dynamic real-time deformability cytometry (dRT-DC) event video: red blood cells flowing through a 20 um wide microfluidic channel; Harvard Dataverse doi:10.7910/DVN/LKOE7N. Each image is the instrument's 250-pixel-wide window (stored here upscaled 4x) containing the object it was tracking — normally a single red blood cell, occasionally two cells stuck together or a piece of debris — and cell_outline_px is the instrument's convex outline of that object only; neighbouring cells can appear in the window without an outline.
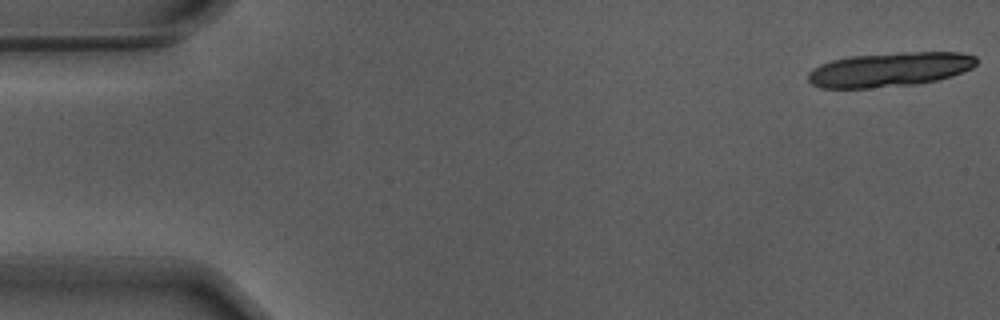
{"species": "Egyptian fruit bat (a non-hibernating species)", "species_latin": "Rousettus aegyptiacus", "temperature_condition": "warm", "stored_images_in_passage": 19, "camera_frame_rate_fps": 3000, "um_per_image_px": 0.085, "animal": {"sex": "male"}, "frame": {"image": 1, "passage_image": 1, "time_ms": 0.0, "image_size_px": [1000, 320], "cell_outline_px": [[976, 64], [972, 68], [952, 76], [936, 80], [916, 84], [868, 88], [820, 88], [812, 84], [808, 80], [808, 72], [820, 64], [832, 60], [852, 56], [900, 52], [960, 52], [976, 56]], "centroid_in_image_um": [75.62, 5.9], "position_along_channel_um": 9.4, "area_um2": 33.7}}